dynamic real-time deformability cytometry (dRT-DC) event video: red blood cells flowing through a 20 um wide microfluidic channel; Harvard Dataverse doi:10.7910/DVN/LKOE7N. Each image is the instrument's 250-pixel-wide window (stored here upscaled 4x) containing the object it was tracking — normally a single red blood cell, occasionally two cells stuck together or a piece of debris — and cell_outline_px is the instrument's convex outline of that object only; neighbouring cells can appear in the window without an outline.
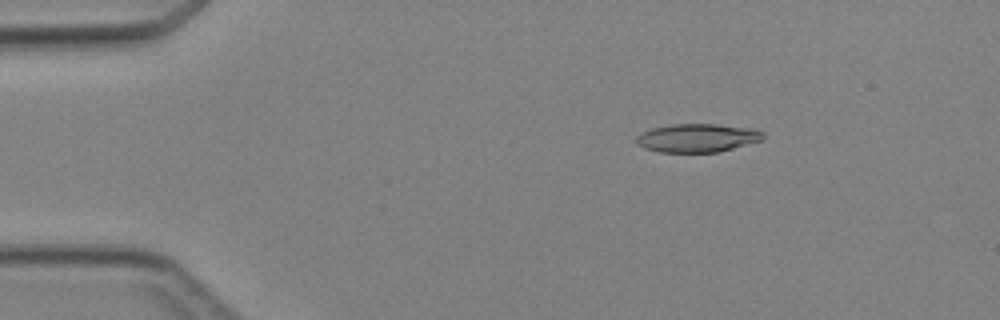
{"species": "Egyptian fruit bat (a non-hibernating species)", "species_latin": "Rousettus aegyptiacus", "temperature_condition": "cold", "stored_images_in_passage": 5, "camera_frame_rate_fps": 3000, "um_per_image_px": 0.085, "animal": {"sex": "female"}, "frame": {"image": 1, "passage_image": 2, "time_ms": 2.0, "image_size_px": [1000, 320], "cell_outline_px": [[764, 140], [720, 152], [660, 152], [644, 148], [636, 144], [636, 136], [640, 132], [652, 128], [672, 124], [716, 124], [752, 128], [764, 132]], "centroid_in_image_um": [59.28, 11.72], "position_along_channel_um": 25.7, "area_um2": 21.27}}
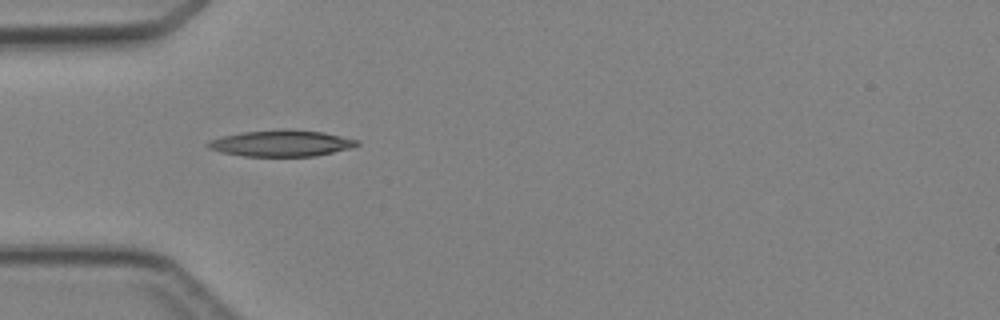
{"frame": {"image": 2, "passage_image": 4, "time_ms": 4.333, "image_size_px": [1000, 320], "cell_outline_px": [[360, 144], [352, 148], [316, 156], [244, 156], [220, 152], [208, 148], [204, 144], [208, 140], [220, 136], [244, 132], [324, 132], [360, 140]], "centroid_in_image_um": [23.9, 12.22], "position_along_channel_um": 61.1, "area_um2": 22.08}}
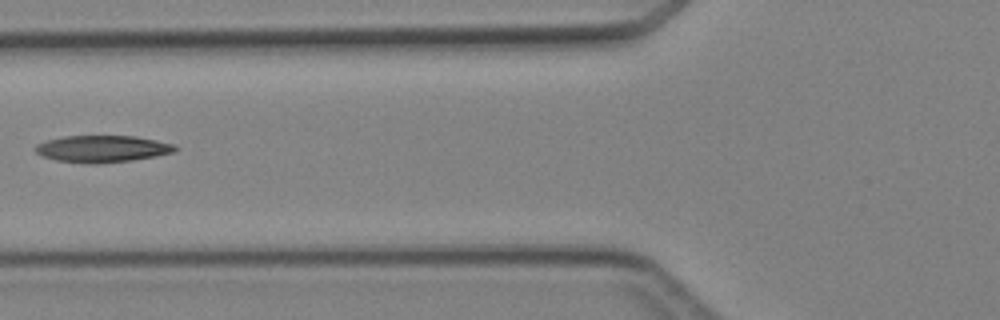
{"frame": {"image": 3, "passage_image": 5, "time_ms": 5.667, "image_size_px": [1000, 320], "cell_outline_px": [[180, 148], [172, 152], [152, 156], [128, 160], [96, 164], [88, 164], [56, 160], [44, 156], [36, 152], [36, 144], [48, 140], [64, 136], [136, 136], [156, 140], [172, 144]], "centroid_in_image_um": [8.68, 12.64], "position_along_channel_um": 117.1, "area_um2": 21.5}}